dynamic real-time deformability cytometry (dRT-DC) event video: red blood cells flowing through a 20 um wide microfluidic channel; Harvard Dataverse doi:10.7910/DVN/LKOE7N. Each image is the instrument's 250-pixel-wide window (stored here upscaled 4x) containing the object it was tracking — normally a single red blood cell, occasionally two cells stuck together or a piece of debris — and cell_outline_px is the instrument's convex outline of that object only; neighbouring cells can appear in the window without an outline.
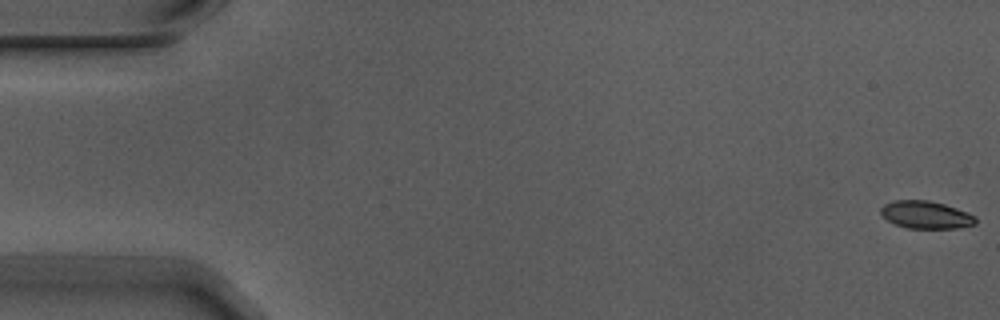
{"species": "Egyptian fruit bat (a non-hibernating species)", "species_latin": "Rousettus aegyptiacus", "temperature_condition": "warm", "stored_images_in_passage": 7, "camera_frame_rate_fps": 3000, "um_per_image_px": 0.085, "animal": {"sex": "male"}, "frame": {"image": 1, "passage_image": 1, "time_ms": 0.0, "image_size_px": [1000, 320], "cell_outline_px": [[976, 224], [956, 228], [908, 228], [896, 224], [888, 220], [880, 212], [880, 208], [884, 204], [896, 200], [928, 200], [944, 204], [968, 212], [976, 216]], "centroid_in_image_um": [78.72, 18.25], "position_along_channel_um": 6.3, "area_um2": 15.14}}